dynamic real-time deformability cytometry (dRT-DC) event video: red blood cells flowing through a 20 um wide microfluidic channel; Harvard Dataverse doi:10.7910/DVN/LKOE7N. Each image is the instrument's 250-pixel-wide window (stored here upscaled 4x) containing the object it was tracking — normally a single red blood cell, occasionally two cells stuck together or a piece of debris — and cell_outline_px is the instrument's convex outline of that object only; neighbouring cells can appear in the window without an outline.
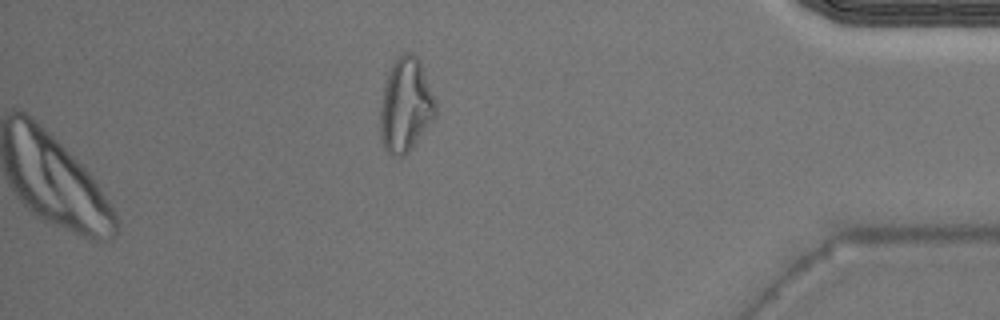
{"species": "Egyptian fruit bat (a non-hibernating species)", "species_latin": "Rousettus aegyptiacus", "temperature_condition": "warm", "stored_images_in_passage": 44, "camera_frame_rate_fps": 3000, "um_per_image_px": 0.085, "animal": {"sex": "male"}, "frame": {"image": 1, "passage_image": 44, "time_ms": 14.333, "image_size_px": [1000, 320], "cell_outline_px": [[436, 116], [412, 148], [404, 156], [392, 156], [384, 148], [380, 136], [380, 108], [384, 84], [392, 64], [396, 56], [404, 52], [412, 52], [420, 60], [436, 100]], "centroid_in_image_um": [34.48, 8.93], "position_along_channel_um": 400.7, "area_um2": 30.69}}